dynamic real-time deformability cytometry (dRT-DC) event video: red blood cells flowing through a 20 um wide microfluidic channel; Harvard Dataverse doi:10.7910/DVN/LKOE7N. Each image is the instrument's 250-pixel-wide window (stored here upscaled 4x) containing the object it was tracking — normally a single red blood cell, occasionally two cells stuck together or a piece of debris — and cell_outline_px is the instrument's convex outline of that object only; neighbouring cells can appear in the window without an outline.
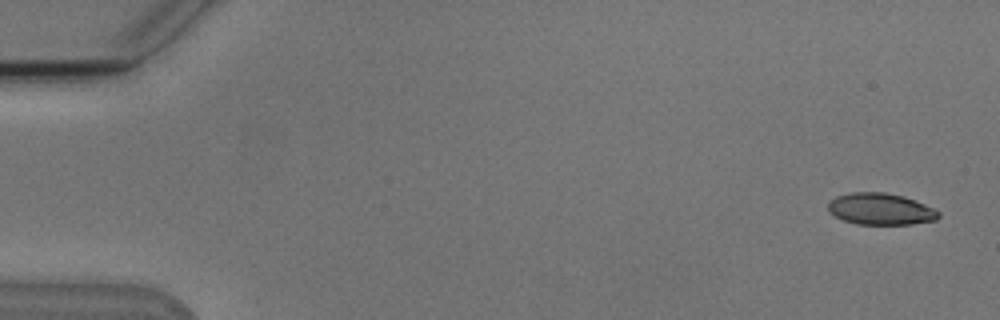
{"species": "Egyptian fruit bat (a non-hibernating species)", "species_latin": "Rousettus aegyptiacus", "temperature_condition": "cold", "stored_images_in_passage": 8, "camera_frame_rate_fps": 3000, "um_per_image_px": 0.085, "animal": {"sex": "male"}, "frame": {"image": 1, "passage_image": 1, "time_ms": 0.0, "image_size_px": [1000, 320], "cell_outline_px": [[940, 216], [936, 220], [912, 224], [856, 224], [844, 220], [828, 212], [828, 204], [836, 196], [852, 192], [884, 192], [904, 196], [936, 208], [940, 212]], "centroid_in_image_um": [74.89, 17.76], "position_along_channel_um": 10.1, "area_um2": 20.46}}
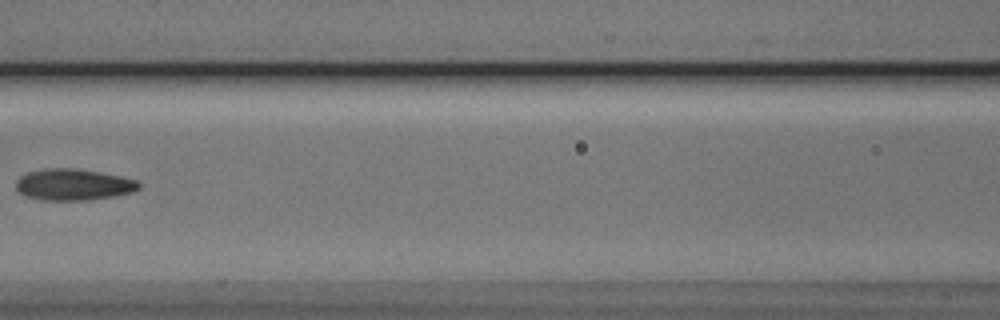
{"frame": {"image": 2, "passage_image": 7, "time_ms": 7.667, "image_size_px": [1000, 320], "cell_outline_px": [[140, 188], [132, 192], [116, 196], [88, 200], [40, 200], [24, 196], [16, 188], [16, 180], [20, 176], [28, 172], [44, 168], [72, 168], [120, 176], [136, 180], [140, 184]], "centroid_in_image_um": [6.21, 15.7], "position_along_channel_um": 160.4, "area_um2": 22.48}}
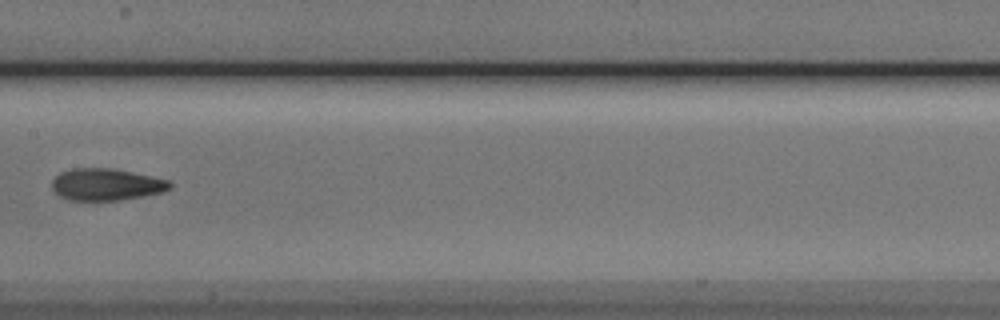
{"frame": {"image": 3, "passage_image": 8, "time_ms": 8.667, "image_size_px": [1000, 320], "cell_outline_px": [[172, 188], [160, 192], [120, 200], [68, 200], [60, 196], [52, 188], [52, 180], [60, 172], [72, 168], [112, 168], [132, 172], [168, 180], [172, 184]], "centroid_in_image_um": [9.0, 15.67], "position_along_channel_um": 198.4, "area_um2": 21.73}}